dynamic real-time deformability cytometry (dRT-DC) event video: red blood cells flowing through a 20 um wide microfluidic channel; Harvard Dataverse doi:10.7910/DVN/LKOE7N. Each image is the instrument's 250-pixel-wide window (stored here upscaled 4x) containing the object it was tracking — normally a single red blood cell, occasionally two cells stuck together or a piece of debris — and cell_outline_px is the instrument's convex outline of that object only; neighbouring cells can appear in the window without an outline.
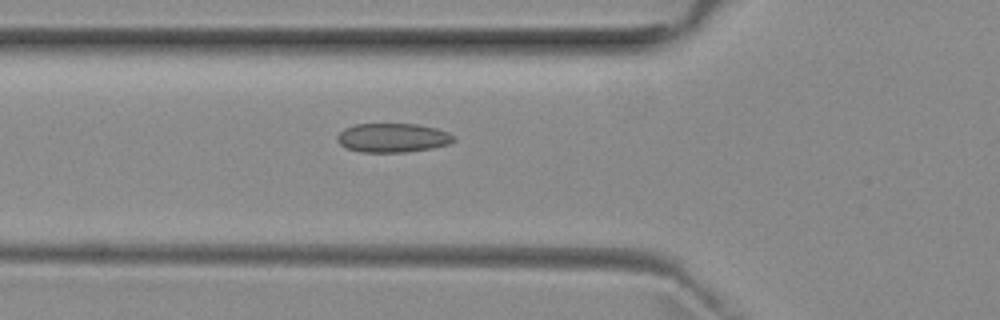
{"species": "common noctule bat (a hibernating species)", "species_latin": "Nyctalus noctula", "temperature_condition": "room temperature", "stored_images_in_passage": 52, "camera_frame_rate_fps": 3000, "um_per_image_px": 0.085, "animal": {"sex": "female", "body_mass_g": 29.2, "forearm_length_mm": 56.3}, "frame": {"image": 1, "passage_image": 18, "time_ms": 5.667, "image_size_px": [1000, 320], "cell_outline_px": [[456, 140], [448, 144], [432, 148], [404, 152], [360, 152], [348, 148], [340, 144], [336, 140], [336, 136], [344, 128], [356, 124], [416, 124], [436, 128], [448, 132], [456, 136]], "centroid_in_image_um": [33.39, 11.71], "position_along_channel_um": 92.4, "area_um2": 19.77}}
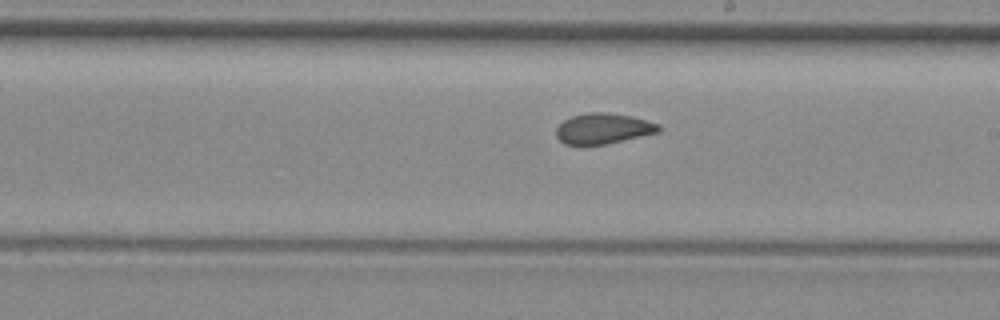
{"frame": {"image": 2, "passage_image": 29, "time_ms": 9.333, "image_size_px": [1000, 320], "cell_outline_px": [[660, 132], [604, 144], [564, 144], [556, 136], [556, 128], [564, 120], [572, 116], [588, 112], [604, 112], [632, 116], [660, 124]], "centroid_in_image_um": [51.28, 10.91], "position_along_channel_um": 237.7, "area_um2": 18.09}}
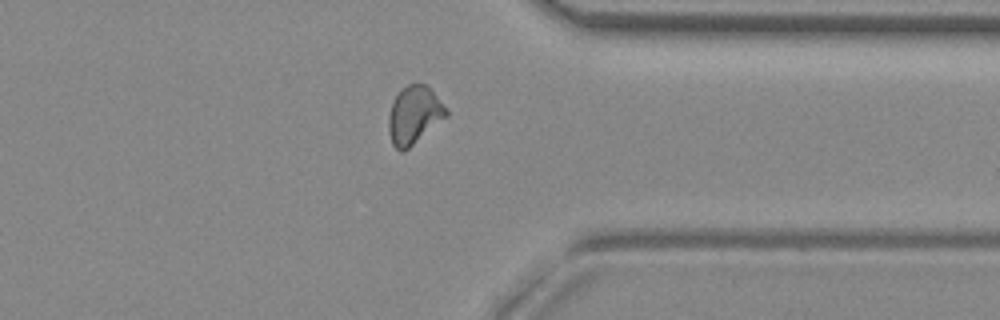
{"frame": {"image": 3, "passage_image": 40, "time_ms": 13.0, "image_size_px": [1000, 320], "cell_outline_px": [[448, 116], [404, 152], [400, 152], [392, 144], [388, 128], [388, 116], [392, 104], [400, 88], [408, 84], [428, 84], [448, 108]], "centroid_in_image_um": [35.23, 9.77], "position_along_channel_um": 376.2, "area_um2": 19.77}, "authors_computed_cell_mechanics": {"area_um2": 19.1607, "velocity_mm_per_s": 3.9572, "shape_relaxation_time_tau1_ms": null, "shape_relaxation_time_tau2_ms": 1.7344, "deformation_change_tau1": null, "deformation_change_tau2": 0.0631}}